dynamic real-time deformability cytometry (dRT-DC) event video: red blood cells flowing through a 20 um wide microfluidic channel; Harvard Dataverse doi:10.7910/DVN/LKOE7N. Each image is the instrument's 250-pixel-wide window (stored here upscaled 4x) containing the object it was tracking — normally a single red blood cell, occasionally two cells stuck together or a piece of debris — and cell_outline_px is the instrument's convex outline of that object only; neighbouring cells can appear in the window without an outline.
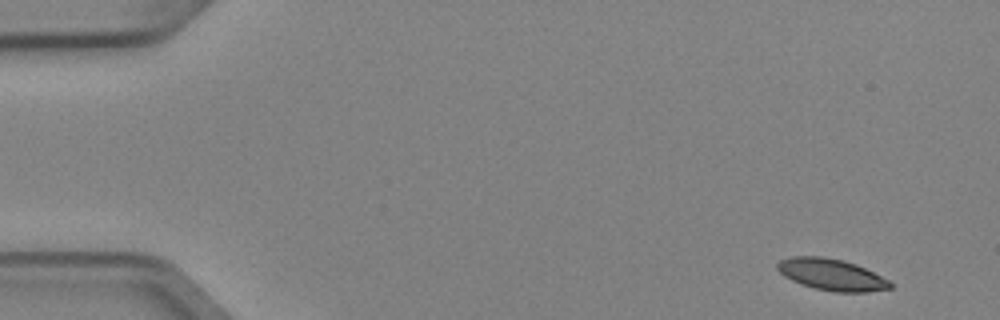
{"species": "Egyptian fruit bat (a non-hibernating species)", "species_latin": "Rousettus aegyptiacus", "temperature_condition": "cold", "stored_images_in_passage": 6, "camera_frame_rate_fps": 3000, "um_per_image_px": 0.085, "animal": {"sex": "female"}, "frame": {"image": 1, "passage_image": 1, "time_ms": 0.0, "image_size_px": [1000, 320], "cell_outline_px": [[892, 288], [868, 292], [832, 292], [812, 288], [800, 284], [784, 276], [776, 268], [776, 264], [780, 260], [792, 256], [820, 256], [844, 260], [856, 264], [888, 280], [892, 284]], "centroid_in_image_um": [70.65, 23.35], "position_along_channel_um": 14.4, "area_um2": 20.81}}
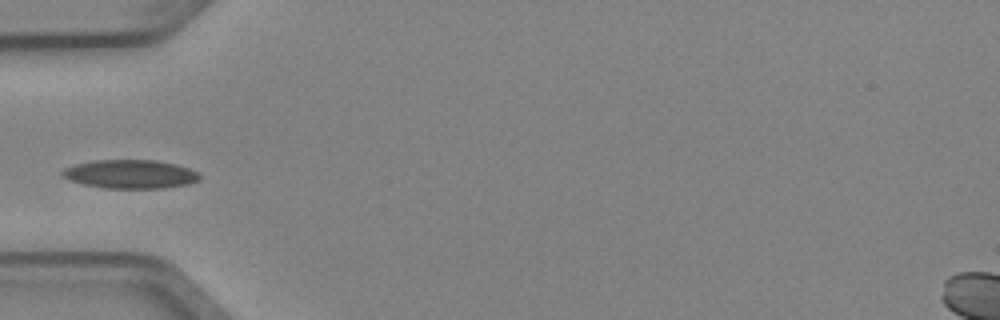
{"frame": {"image": 2, "passage_image": 5, "time_ms": 1.333, "image_size_px": [1000, 320], "cell_outline_px": [[200, 180], [188, 184], [164, 188], [104, 188], [84, 184], [68, 180], [60, 176], [60, 172], [64, 168], [76, 164], [96, 160], [156, 160], [176, 164], [200, 172]], "centroid_in_image_um": [11.08, 14.8], "position_along_channel_um": 73.9, "area_um2": 23.12}}
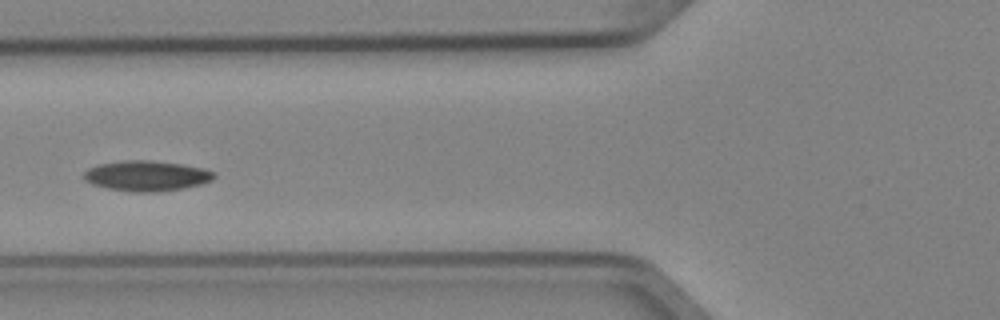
{"frame": {"image": 3, "passage_image": 6, "time_ms": 1.667, "image_size_px": [1000, 320], "cell_outline_px": [[216, 176], [212, 180], [200, 184], [184, 188], [156, 192], [136, 192], [108, 188], [92, 184], [84, 180], [84, 172], [88, 168], [100, 164], [124, 160], [148, 160], [180, 164], [204, 168], [216, 172]], "centroid_in_image_um": [12.48, 14.94], "position_along_channel_um": 113.3, "area_um2": 22.95}}